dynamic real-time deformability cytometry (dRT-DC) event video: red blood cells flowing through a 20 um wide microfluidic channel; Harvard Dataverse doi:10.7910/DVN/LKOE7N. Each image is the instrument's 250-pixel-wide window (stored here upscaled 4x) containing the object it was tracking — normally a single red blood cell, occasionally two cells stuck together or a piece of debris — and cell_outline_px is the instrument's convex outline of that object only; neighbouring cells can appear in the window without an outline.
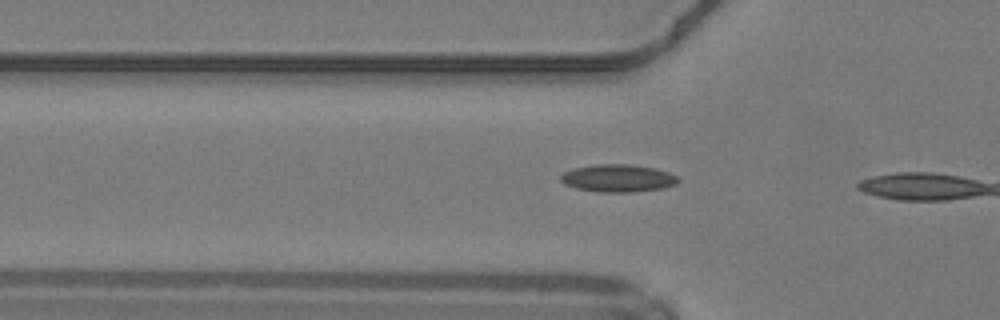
{"species": "common noctule bat (a hibernating species)", "species_latin": "Nyctalus noctula", "temperature_condition": "warm", "stored_images_in_passage": 6, "camera_frame_rate_fps": 3000, "um_per_image_px": 0.085, "animal": {"sex": "male", "body_mass_g": 19.2, "forearm_length_mm": 51.8}, "frame": {"image": 1, "passage_image": 5, "time_ms": 1.333, "image_size_px": [1000, 320], "cell_outline_px": [[680, 180], [676, 184], [664, 188], [632, 192], [600, 192], [576, 188], [564, 184], [560, 180], [560, 176], [564, 172], [572, 168], [592, 164], [628, 164], [656, 168], [668, 172], [676, 176]], "centroid_in_image_um": [52.51, 15.14], "position_along_channel_um": 73.3, "area_um2": 19.02}}